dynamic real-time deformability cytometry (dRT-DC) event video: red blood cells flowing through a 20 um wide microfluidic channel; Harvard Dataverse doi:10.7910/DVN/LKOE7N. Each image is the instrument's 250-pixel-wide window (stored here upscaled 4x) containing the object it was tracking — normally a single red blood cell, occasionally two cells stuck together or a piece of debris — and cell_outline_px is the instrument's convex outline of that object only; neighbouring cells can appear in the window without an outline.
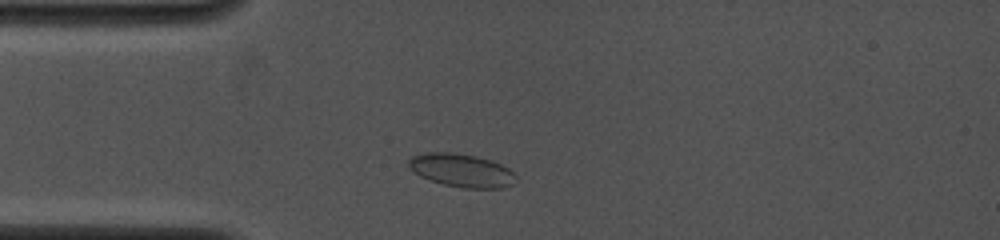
{"species": "common noctule bat (a hibernating species)", "species_latin": "Nyctalus noctula", "temperature_condition": "cold", "stored_images_in_passage": 6, "camera_frame_rate_fps": 4000, "um_per_image_px": 0.085, "animal": {"sex": "female", "body_mass_g": 19.0, "forearm_length_mm": 53.3}, "frame": {"image": 1, "passage_image": 3, "time_ms": 1.5, "image_size_px": [1000, 240], "cell_outline_px": [[516, 184], [504, 188], [464, 188], [444, 184], [420, 176], [408, 168], [408, 160], [412, 156], [428, 152], [456, 152], [476, 156], [492, 160], [508, 168], [516, 176]], "centroid_in_image_um": [39.25, 14.48], "position_along_channel_um": 45.7, "area_um2": 20.92}}
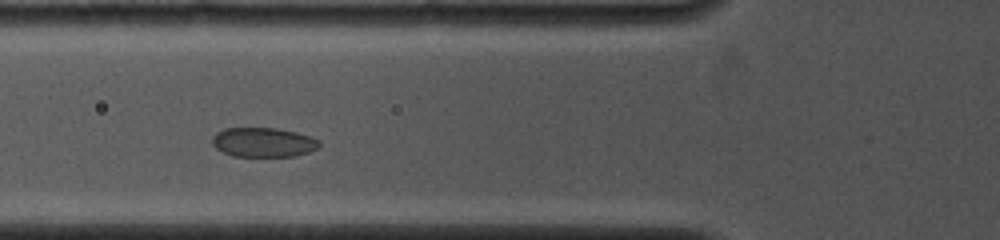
{"frame": {"image": 2, "passage_image": 5, "time_ms": 3.25, "image_size_px": [1000, 240], "cell_outline_px": [[320, 144], [316, 148], [308, 152], [296, 156], [232, 156], [216, 148], [212, 144], [212, 136], [216, 132], [224, 128], [276, 128], [296, 132], [320, 140]], "centroid_in_image_um": [22.35, 12.09], "position_along_channel_um": 103.4, "area_um2": 18.32}}
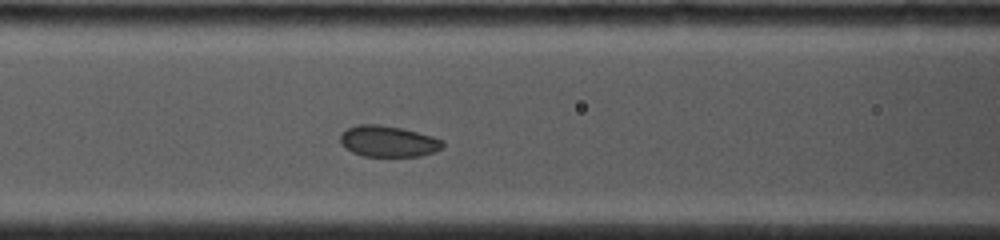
{"frame": {"image": 3, "passage_image": 6, "time_ms": 4.0, "image_size_px": [1000, 240], "cell_outline_px": [[444, 148], [420, 156], [364, 156], [352, 152], [340, 144], [340, 132], [356, 124], [380, 124], [400, 128], [432, 136], [444, 140]], "centroid_in_image_um": [32.97, 12.0], "position_along_channel_um": 133.6, "area_um2": 18.67}}